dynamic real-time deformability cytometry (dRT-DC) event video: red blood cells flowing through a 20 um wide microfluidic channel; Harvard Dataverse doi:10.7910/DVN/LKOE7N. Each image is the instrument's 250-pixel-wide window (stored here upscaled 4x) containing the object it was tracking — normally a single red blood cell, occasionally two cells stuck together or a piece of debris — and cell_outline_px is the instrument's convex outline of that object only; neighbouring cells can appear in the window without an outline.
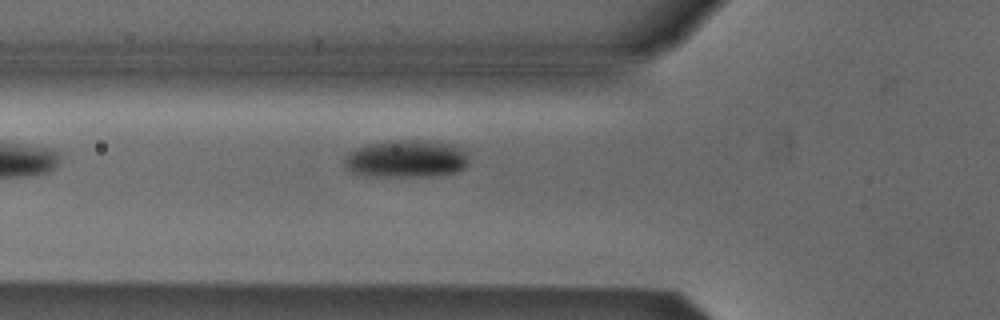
{"species": "Egyptian fruit bat (a non-hibernating species)", "species_latin": "Rousettus aegyptiacus", "temperature_condition": "cold", "stored_images_in_passage": 6, "camera_frame_rate_fps": 3000, "um_per_image_px": 0.085, "animal": {"sex": "male"}, "frame": {"image": 1, "passage_image": 6, "time_ms": 6.333, "image_size_px": [1000, 320], "cell_outline_px": [[468, 164], [464, 168], [456, 172], [440, 176], [364, 176], [352, 172], [344, 164], [344, 156], [348, 152], [356, 148], [368, 144], [384, 140], [436, 140], [456, 144], [468, 156]], "centroid_in_image_um": [34.55, 13.48], "position_along_channel_um": 91.2, "area_um2": 27.86}}